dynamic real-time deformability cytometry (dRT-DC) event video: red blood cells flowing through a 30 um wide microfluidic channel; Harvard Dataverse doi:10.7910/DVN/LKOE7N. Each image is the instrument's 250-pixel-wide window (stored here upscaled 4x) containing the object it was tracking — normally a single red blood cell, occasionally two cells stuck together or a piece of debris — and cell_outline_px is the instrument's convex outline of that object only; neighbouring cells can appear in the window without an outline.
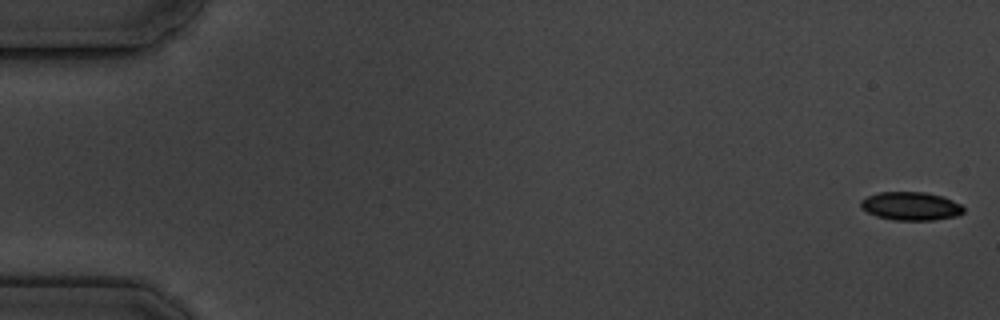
{"species": "common noctule bat (a hibernating species)", "species_latin": "Nyctalus noctula", "temperature_condition": "cold", "stored_images_in_passage": 5, "camera_frame_rate_fps": 3000, "um_per_image_px": 0.085, "animal": {"sex": "male", "body_mass_g": 19.5, "forearm_length_mm": 54.6}, "frame": {"image": 1, "passage_image": 1, "time_ms": 0.0, "image_size_px": [1000, 320], "cell_outline_px": [[964, 212], [956, 216], [932, 220], [892, 220], [876, 216], [860, 208], [860, 200], [868, 196], [880, 192], [924, 192], [940, 196], [952, 200], [960, 204], [964, 208]], "centroid_in_image_um": [77.39, 17.52], "position_along_channel_um": 7.6, "area_um2": 16.94}}
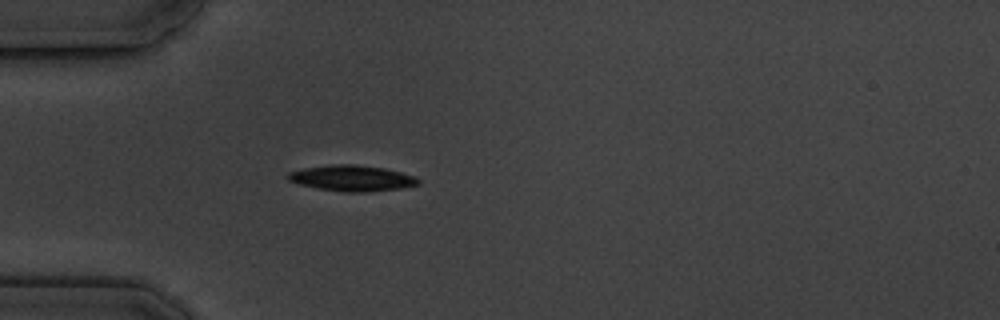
{"frame": {"image": 2, "passage_image": 5, "time_ms": 5.333, "image_size_px": [1000, 320], "cell_outline_px": [[420, 184], [400, 188], [364, 192], [344, 192], [320, 188], [300, 184], [288, 180], [284, 176], [288, 172], [304, 168], [328, 164], [356, 164], [384, 168], [416, 176], [420, 180]], "centroid_in_image_um": [29.9, 15.13], "position_along_channel_um": 55.1, "area_um2": 19.65}}